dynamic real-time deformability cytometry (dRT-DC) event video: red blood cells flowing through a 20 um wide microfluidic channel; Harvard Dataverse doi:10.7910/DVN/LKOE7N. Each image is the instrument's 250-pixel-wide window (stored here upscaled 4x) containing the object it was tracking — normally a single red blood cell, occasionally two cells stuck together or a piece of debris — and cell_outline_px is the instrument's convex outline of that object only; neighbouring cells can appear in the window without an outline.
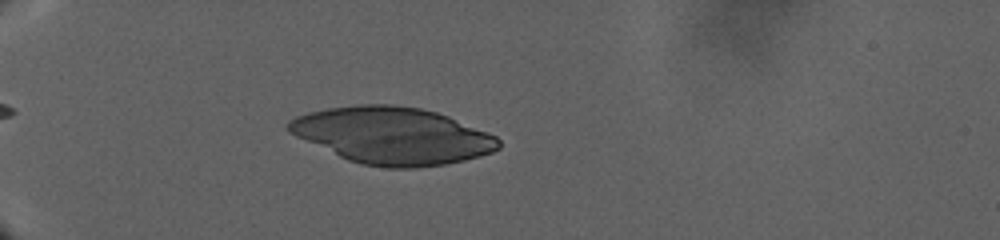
{"species": "human", "species_latin": "Homo sapiens", "temperature_condition": "warm", "stored_images_in_passage": 54, "camera_frame_rate_fps": 3000, "um_per_image_px": 0.085, "donor": {"sex": "male"}, "frame": {"image": 1, "passage_image": 13, "time_ms": 13.667, "image_size_px": [1000, 240], "cell_outline_px": [[500, 148], [492, 152], [480, 156], [464, 160], [444, 164], [412, 168], [388, 168], [360, 164], [348, 160], [296, 136], [288, 132], [288, 120], [296, 116], [308, 112], [328, 108], [360, 104], [392, 104], [420, 108], [436, 112], [448, 116], [488, 132], [496, 136], [500, 140]], "centroid_in_image_um": [33.37, 11.52], "position_along_channel_um": 51.6, "area_um2": 69.42}}